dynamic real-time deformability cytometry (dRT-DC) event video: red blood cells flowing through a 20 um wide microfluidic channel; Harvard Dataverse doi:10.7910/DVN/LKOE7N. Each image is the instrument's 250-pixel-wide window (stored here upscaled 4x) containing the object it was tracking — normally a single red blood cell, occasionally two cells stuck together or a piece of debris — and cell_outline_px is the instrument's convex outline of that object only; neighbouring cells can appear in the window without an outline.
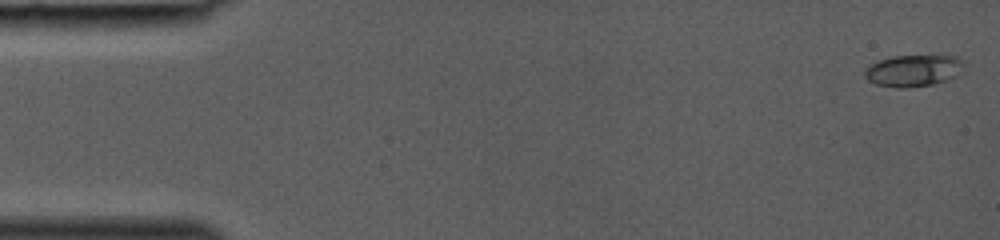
{"species": "common noctule bat (a hibernating species)", "species_latin": "Nyctalus noctula", "temperature_condition": "room temperature", "stored_images_in_passage": 39, "camera_frame_rate_fps": 3000, "um_per_image_px": 0.085, "animal": {"sex": "female", "body_mass_g": 19.0, "forearm_length_mm": 53.3}, "frame": {"image": 1, "passage_image": 1, "time_ms": 0.0, "image_size_px": [1000, 240], "cell_outline_px": [[964, 64], [956, 76], [932, 84], [908, 88], [896, 88], [876, 84], [868, 80], [864, 76], [864, 68], [868, 64], [876, 60], [892, 56], [932, 52], [956, 56]], "centroid_in_image_um": [77.59, 5.93], "position_along_channel_um": 7.4, "area_um2": 19.25}}
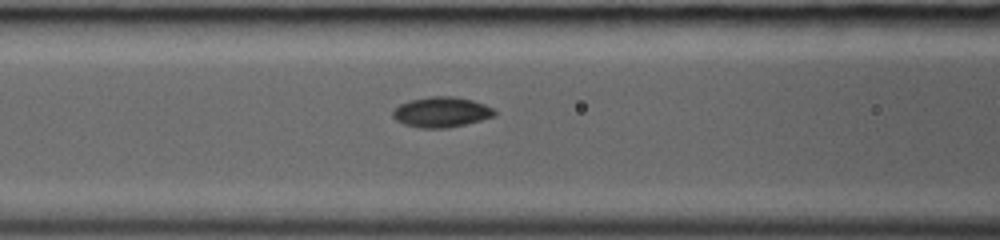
{"frame": {"image": 2, "passage_image": 17, "time_ms": 5.333, "image_size_px": [1000, 240], "cell_outline_px": [[496, 116], [448, 128], [420, 128], [404, 124], [396, 120], [392, 116], [392, 112], [400, 104], [412, 100], [428, 96], [452, 96], [472, 100], [484, 104], [492, 108], [496, 112]], "centroid_in_image_um": [37.52, 9.53], "position_along_channel_um": 129.1, "area_um2": 17.86}}
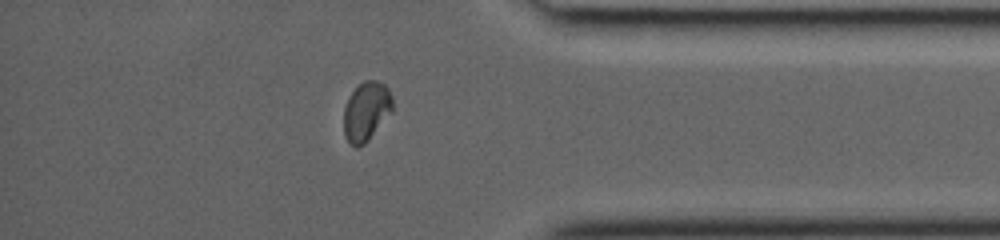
{"frame": {"image": 3, "passage_image": 34, "time_ms": 11.0, "image_size_px": [1000, 240], "cell_outline_px": [[392, 112], [368, 140], [364, 144], [356, 148], [348, 140], [344, 132], [344, 108], [348, 96], [364, 80], [376, 80], [384, 84], [388, 88], [392, 96]], "centroid_in_image_um": [31.14, 9.44], "position_along_channel_um": 404.1, "area_um2": 16.7}}